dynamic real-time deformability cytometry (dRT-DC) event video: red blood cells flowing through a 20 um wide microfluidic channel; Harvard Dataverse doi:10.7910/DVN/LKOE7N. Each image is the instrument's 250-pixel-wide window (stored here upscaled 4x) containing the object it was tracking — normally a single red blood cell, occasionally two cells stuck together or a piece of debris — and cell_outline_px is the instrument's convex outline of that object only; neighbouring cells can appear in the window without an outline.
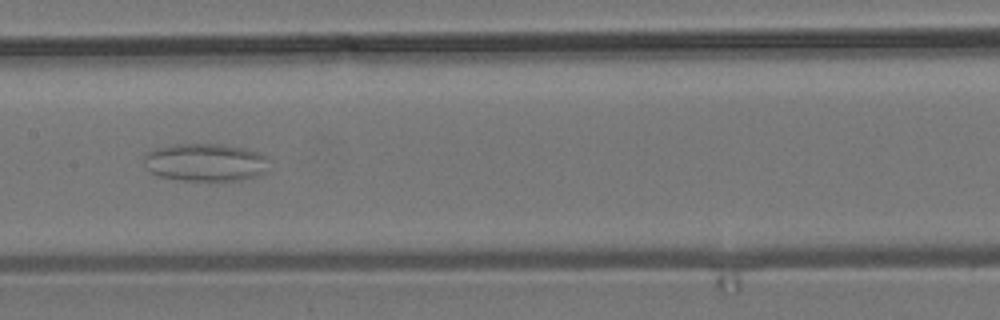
{"species": "common noctule bat (a hibernating species)", "species_latin": "Nyctalus noctula", "temperature_condition": "room temperature", "stored_images_in_passage": 11, "camera_frame_rate_fps": 3000, "um_per_image_px": 0.085, "animal": {"sex": "male", "body_mass_g": 19.2, "forearm_length_mm": 51.8}, "frame": {"image": 1, "passage_image": 8, "time_ms": 2.333, "image_size_px": [1000, 320], "cell_outline_px": [[268, 172], [260, 176], [240, 180], [184, 180], [156, 176], [148, 172], [144, 168], [144, 152], [156, 148], [176, 144], [220, 144], [244, 148], [256, 152], [264, 156]], "centroid_in_image_um": [17.39, 13.81], "position_along_channel_um": 190.0, "area_um2": 27.74}}
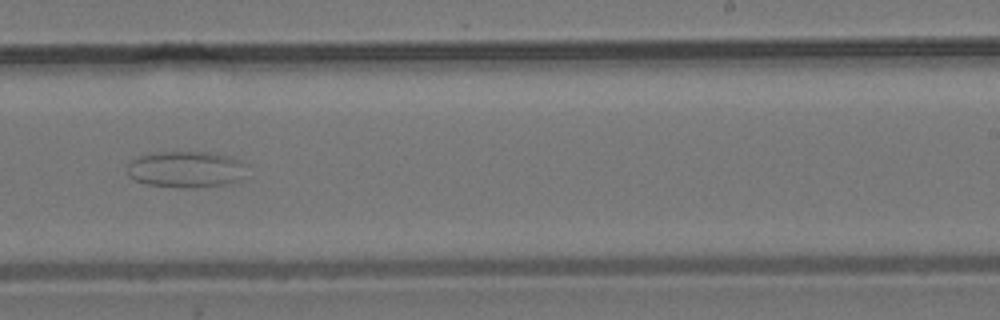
{"frame": {"image": 2, "passage_image": 10, "time_ms": 3.0, "image_size_px": [1000, 320], "cell_outline_px": [[244, 176], [240, 180], [228, 184], [192, 188], [184, 188], [148, 184], [136, 180], [128, 176], [128, 164], [136, 156], [152, 152], [208, 152], [228, 156], [236, 160], [240, 164]], "centroid_in_image_um": [15.73, 14.4], "position_along_channel_um": 273.3, "area_um2": 25.09}}
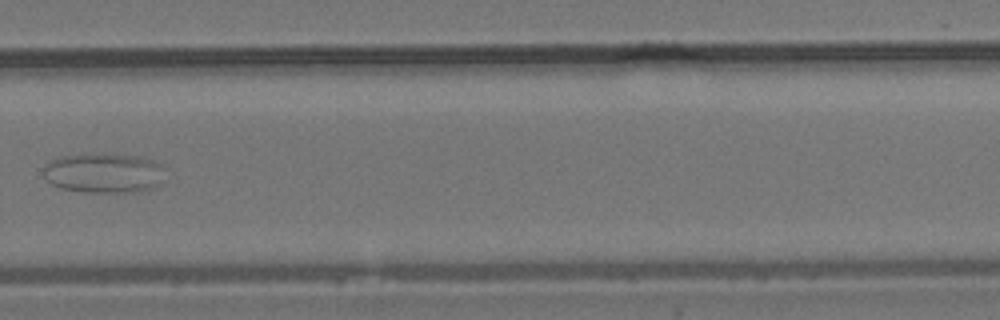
{"frame": {"image": 3, "passage_image": 11, "time_ms": 3.333, "image_size_px": [1000, 320], "cell_outline_px": [[164, 184], [152, 188], [124, 192], [84, 192], [60, 188], [52, 184], [44, 176], [44, 164], [48, 160], [60, 156], [96, 152], [140, 156], [152, 160], [160, 164]], "centroid_in_image_um": [8.78, 14.68], "position_along_channel_um": 321.0, "area_um2": 28.67}}